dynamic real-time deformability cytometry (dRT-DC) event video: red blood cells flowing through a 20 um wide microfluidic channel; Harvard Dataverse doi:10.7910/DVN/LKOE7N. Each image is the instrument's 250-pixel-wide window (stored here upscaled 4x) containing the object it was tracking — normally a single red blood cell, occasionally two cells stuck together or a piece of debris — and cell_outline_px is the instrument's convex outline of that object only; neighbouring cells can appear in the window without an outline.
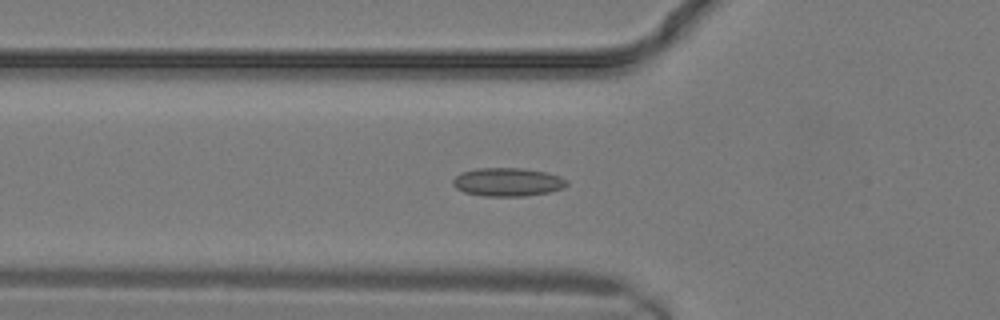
{"species": "common noctule bat (a hibernating species)", "species_latin": "Nyctalus noctula", "temperature_condition": "warm", "stored_images_in_passage": 20, "camera_frame_rate_fps": 3000, "um_per_image_px": 0.085, "animal": {"sex": "male", "body_mass_g": 19.2, "forearm_length_mm": 51.8}, "frame": {"image": 1, "passage_image": 10, "time_ms": 3.0, "image_size_px": [1000, 320], "cell_outline_px": [[568, 184], [564, 188], [548, 192], [524, 196], [484, 196], [464, 192], [456, 188], [452, 184], [452, 180], [460, 172], [476, 168], [524, 168], [548, 172], [560, 176], [568, 180]], "centroid_in_image_um": [43.16, 15.46], "position_along_channel_um": 82.6, "area_um2": 19.07}}
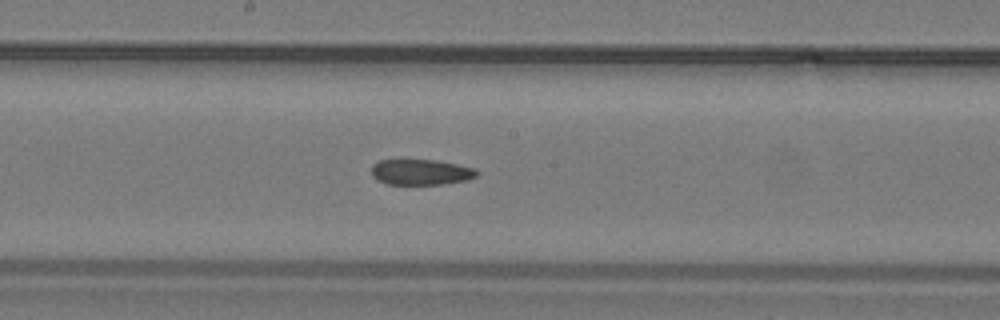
{"frame": {"image": 2, "passage_image": 15, "time_ms": 4.667, "image_size_px": [1000, 320], "cell_outline_px": [[480, 172], [476, 176], [468, 180], [440, 184], [388, 184], [376, 180], [372, 176], [372, 164], [380, 160], [436, 160], [476, 168]], "centroid_in_image_um": [35.79, 14.63], "position_along_channel_um": 212.4, "area_um2": 15.78}}
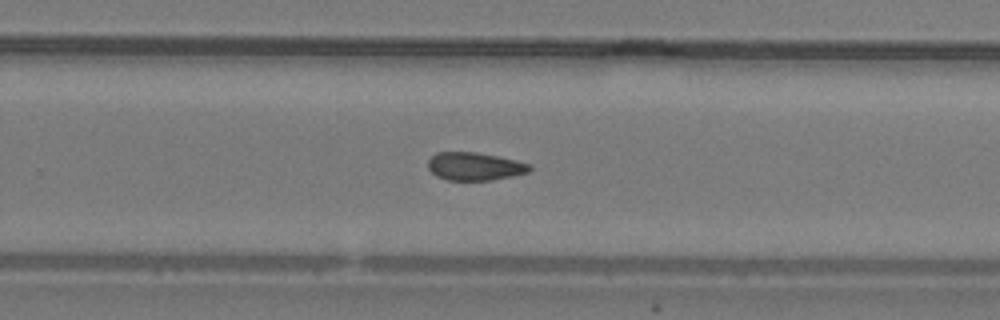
{"frame": {"image": 3, "passage_image": 18, "time_ms": 5.667, "image_size_px": [1000, 320], "cell_outline_px": [[532, 168], [528, 172], [512, 176], [492, 180], [448, 180], [436, 176], [428, 168], [428, 160], [436, 152], [476, 152], [516, 160], [532, 164]], "centroid_in_image_um": [40.35, 14.14], "position_along_channel_um": 289.4, "area_um2": 16.59}}